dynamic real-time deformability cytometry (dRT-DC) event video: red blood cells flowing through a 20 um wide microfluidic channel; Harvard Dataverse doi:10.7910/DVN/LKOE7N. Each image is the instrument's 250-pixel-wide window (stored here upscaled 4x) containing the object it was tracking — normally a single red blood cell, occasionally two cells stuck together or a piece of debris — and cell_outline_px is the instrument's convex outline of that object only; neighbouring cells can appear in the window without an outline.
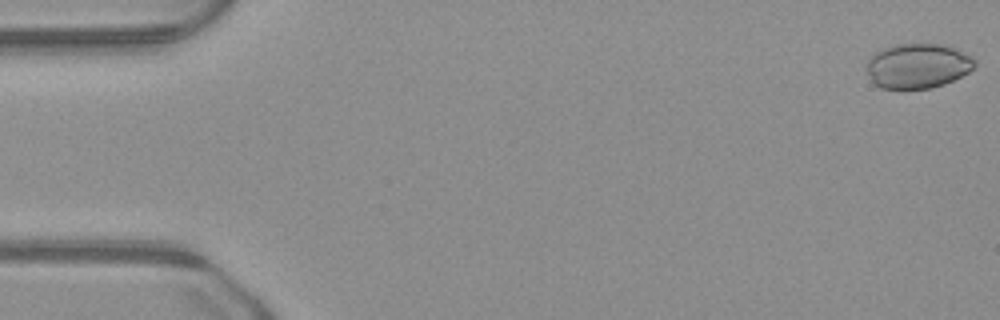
{"species": "common noctule bat (a hibernating species)", "species_latin": "Nyctalus noctula", "temperature_condition": "warm", "stored_images_in_passage": 6, "camera_frame_rate_fps": 3000, "um_per_image_px": 0.085, "animal": {"sex": "male", "body_mass_g": 23.1, "forearm_length_mm": 52.7}, "frame": {"image": 1, "passage_image": 1, "time_ms": 0.0, "image_size_px": [1000, 320], "cell_outline_px": [[976, 64], [968, 72], [944, 84], [932, 88], [880, 88], [872, 80], [868, 72], [868, 60], [876, 52], [884, 48], [896, 44], [940, 44], [952, 48], [972, 56], [976, 60]], "centroid_in_image_um": [78.02, 5.6], "position_along_channel_um": 7.0, "area_um2": 27.74}}